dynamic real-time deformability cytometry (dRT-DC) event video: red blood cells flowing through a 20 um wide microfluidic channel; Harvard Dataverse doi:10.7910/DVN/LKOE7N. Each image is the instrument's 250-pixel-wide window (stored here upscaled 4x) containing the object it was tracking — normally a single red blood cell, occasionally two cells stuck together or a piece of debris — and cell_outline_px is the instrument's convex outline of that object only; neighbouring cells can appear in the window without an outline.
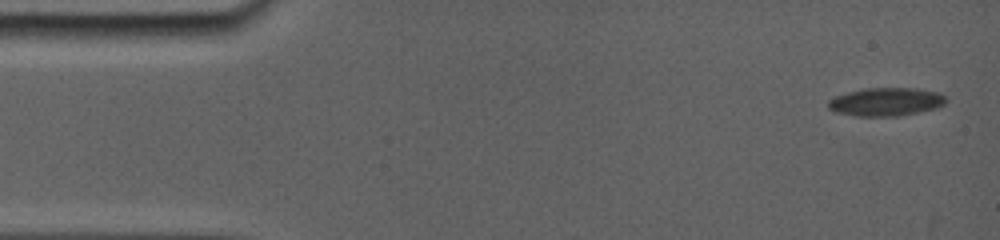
{"species": "common noctule bat (a hibernating species)", "species_latin": "Nyctalus noctula", "temperature_condition": "room temperature", "stored_images_in_passage": 3, "camera_frame_rate_fps": 5000, "um_per_image_px": 0.085, "animal": {"sex": "female", "body_mass_g": 19.0, "forearm_length_mm": 56.7}, "frame": {"image": 1, "passage_image": 1, "time_ms": 0.0, "image_size_px": [1000, 240], "cell_outline_px": [[944, 104], [936, 108], [916, 112], [880, 116], [860, 116], [840, 112], [828, 108], [828, 100], [836, 96], [848, 92], [864, 88], [916, 88], [940, 92], [944, 96]], "centroid_in_image_um": [75.3, 8.62], "position_along_channel_um": 9.7, "area_um2": 18.84}}